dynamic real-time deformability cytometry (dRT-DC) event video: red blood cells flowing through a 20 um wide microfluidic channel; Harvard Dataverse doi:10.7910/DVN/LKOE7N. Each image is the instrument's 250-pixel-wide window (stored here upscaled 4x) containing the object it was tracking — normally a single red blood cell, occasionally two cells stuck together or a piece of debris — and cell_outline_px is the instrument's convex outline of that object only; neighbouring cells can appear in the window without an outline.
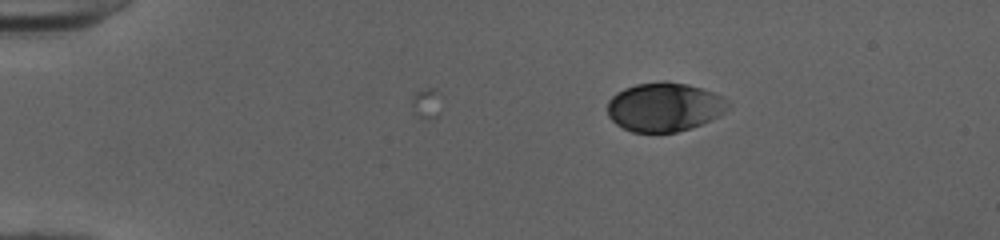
{"species": "human", "species_latin": "Homo sapiens", "temperature_condition": "cold", "stored_images_in_passage": 2, "camera_frame_rate_fps": 3000, "um_per_image_px": 0.085, "donor": {"sex": "female"}, "frame": {"image": 1, "passage_image": 2, "time_ms": 0.333, "image_size_px": [1000, 240], "cell_outline_px": [[732, 104], [720, 116], [712, 120], [692, 128], [676, 132], [632, 132], [616, 124], [608, 116], [608, 100], [616, 92], [624, 88], [636, 84], [664, 80], [688, 84], [712, 92], [728, 100]], "centroid_in_image_um": [56.48, 9.09], "position_along_channel_um": 28.5, "area_um2": 34.68}}